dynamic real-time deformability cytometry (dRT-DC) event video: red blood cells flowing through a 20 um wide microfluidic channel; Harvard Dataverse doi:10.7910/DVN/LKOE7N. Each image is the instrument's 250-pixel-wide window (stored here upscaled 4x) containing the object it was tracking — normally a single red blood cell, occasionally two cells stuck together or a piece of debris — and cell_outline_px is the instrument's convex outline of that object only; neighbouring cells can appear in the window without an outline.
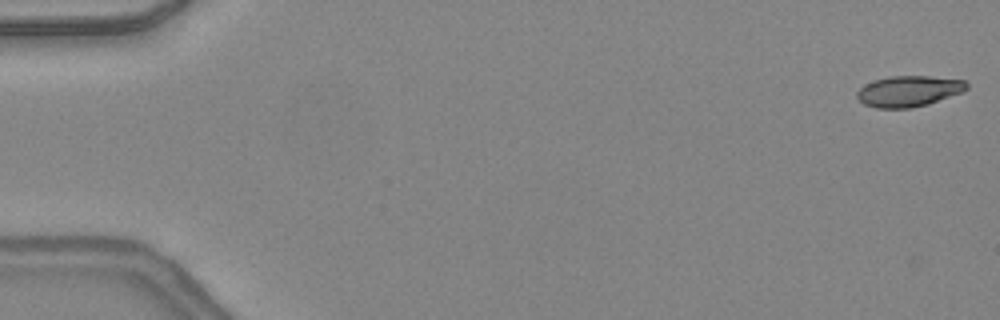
{"species": "common noctule bat (a hibernating species)", "species_latin": "Nyctalus noctula", "temperature_condition": "warm", "stored_images_in_passage": 47, "camera_frame_rate_fps": 3000, "um_per_image_px": 0.085, "animal": {"sex": "female", "body_mass_g": 24.6, "forearm_length_mm": 56.2}, "frame": {"image": 1, "passage_image": 1, "time_ms": 0.0, "image_size_px": [1000, 320], "cell_outline_px": [[968, 88], [964, 92], [928, 104], [912, 108], [876, 108], [864, 104], [856, 96], [856, 92], [864, 84], [888, 76], [928, 76], [964, 80], [968, 84]], "centroid_in_image_um": [77.25, 7.75], "position_along_channel_um": 7.7, "area_um2": 19.83}}
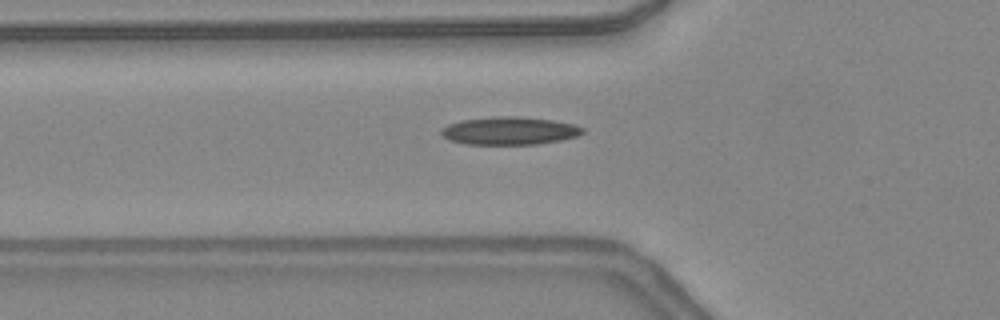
{"frame": {"image": 2, "passage_image": 17, "time_ms": 5.333, "image_size_px": [1000, 320], "cell_outline_px": [[584, 132], [576, 136], [560, 140], [536, 144], [464, 144], [448, 140], [440, 132], [448, 124], [460, 120], [500, 116], [516, 116], [552, 120], [572, 124], [584, 128]], "centroid_in_image_um": [43.28, 11.12], "position_along_channel_um": 82.5, "area_um2": 22.77}}
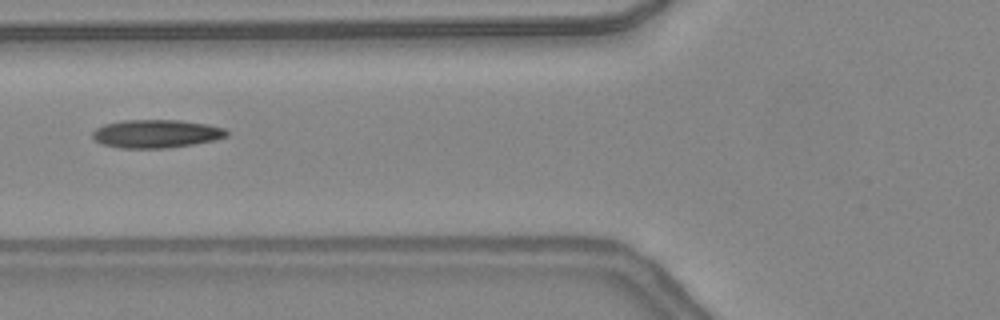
{"frame": {"image": 3, "passage_image": 19, "time_ms": 6.0, "image_size_px": [1000, 320], "cell_outline_px": [[228, 136], [216, 140], [168, 148], [120, 148], [104, 144], [96, 140], [92, 136], [92, 132], [96, 128], [104, 124], [124, 120], [180, 120], [208, 124], [224, 128], [228, 132]], "centroid_in_image_um": [13.3, 11.36], "position_along_channel_um": 112.5, "area_um2": 22.08}}